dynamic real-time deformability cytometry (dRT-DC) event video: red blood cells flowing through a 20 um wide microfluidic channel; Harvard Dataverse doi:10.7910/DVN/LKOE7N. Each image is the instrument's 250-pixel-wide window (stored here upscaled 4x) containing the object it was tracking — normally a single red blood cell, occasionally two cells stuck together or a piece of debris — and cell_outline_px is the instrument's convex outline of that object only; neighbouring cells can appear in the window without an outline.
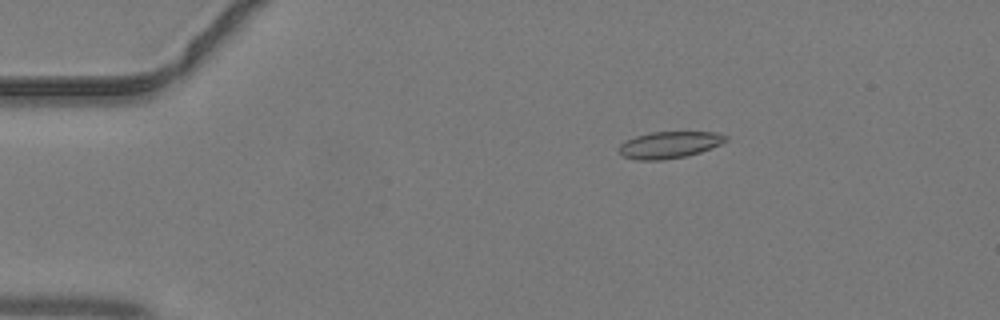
{"species": "common noctule bat (a hibernating species)", "species_latin": "Nyctalus noctula", "temperature_condition": "warm", "stored_images_in_passage": 45, "camera_frame_rate_fps": 3000, "um_per_image_px": 0.085, "animal": {"sex": "male", "body_mass_g": 19.2, "forearm_length_mm": 51.8}, "frame": {"image": 1, "passage_image": 9, "time_ms": 2.667, "image_size_px": [1000, 320], "cell_outline_px": [[728, 140], [720, 144], [700, 152], [688, 156], [664, 160], [636, 160], [624, 156], [620, 152], [620, 144], [636, 136], [652, 132], [716, 132], [728, 136]], "centroid_in_image_um": [56.93, 12.31], "position_along_channel_um": 28.1, "area_um2": 16.53}}
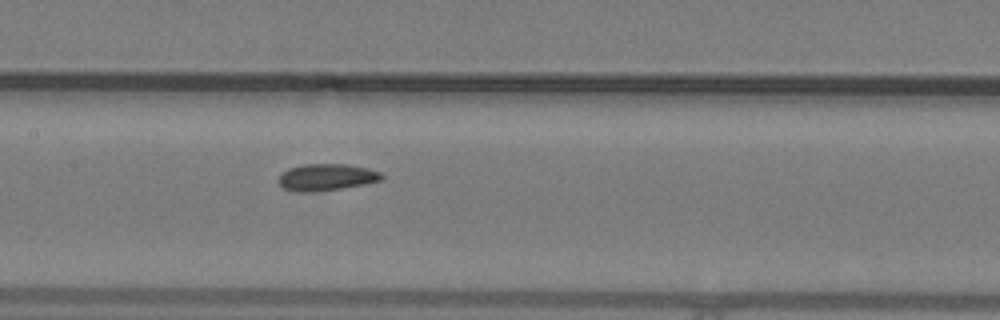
{"frame": {"image": 2, "passage_image": 23, "time_ms": 7.333, "image_size_px": [1000, 320], "cell_outline_px": [[384, 176], [380, 180], [364, 184], [340, 188], [312, 192], [300, 192], [284, 188], [276, 180], [280, 172], [288, 168], [304, 164], [348, 164], [368, 168], [380, 172]], "centroid_in_image_um": [27.7, 15.05], "position_along_channel_um": 179.7, "area_um2": 16.13}}
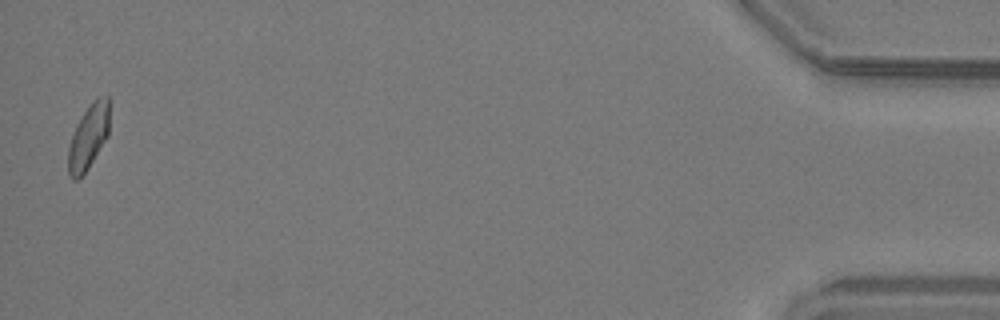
{"frame": {"image": 3, "passage_image": 45, "time_ms": 14.667, "image_size_px": [1000, 320], "cell_outline_px": [[108, 136], [88, 168], [76, 180], [72, 180], [68, 176], [68, 148], [76, 124], [92, 100], [96, 96], [108, 96]], "centroid_in_image_um": [7.5, 11.63], "position_along_channel_um": 427.7, "area_um2": 15.43}}